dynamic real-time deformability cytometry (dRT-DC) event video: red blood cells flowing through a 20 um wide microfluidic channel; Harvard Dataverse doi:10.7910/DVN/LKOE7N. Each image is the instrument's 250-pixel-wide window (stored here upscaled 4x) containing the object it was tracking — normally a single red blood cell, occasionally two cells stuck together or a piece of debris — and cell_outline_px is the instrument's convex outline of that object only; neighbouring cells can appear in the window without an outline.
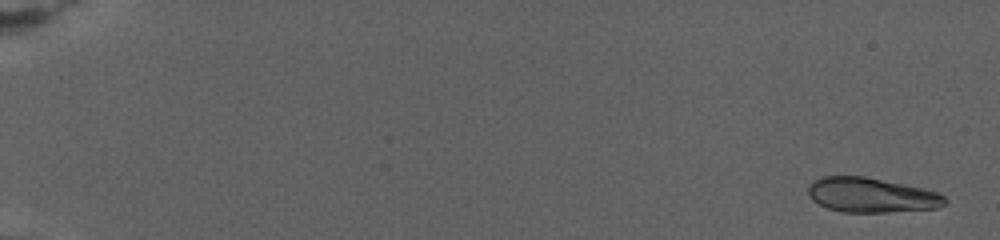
{"species": "human", "species_latin": "Homo sapiens", "temperature_condition": "warm", "stored_images_in_passage": 39, "camera_frame_rate_fps": 3000, "um_per_image_px": 0.085, "donor": {"sex": "female"}, "frame": {"image": 1, "passage_image": 1, "time_ms": 0.0, "image_size_px": [1000, 240], "cell_outline_px": [[948, 200], [944, 204], [936, 208], [888, 212], [840, 212], [828, 208], [812, 200], [808, 196], [808, 184], [812, 180], [820, 176], [864, 176], [924, 188], [936, 192], [944, 196]], "centroid_in_image_um": [74.02, 16.57], "position_along_channel_um": 11.0, "area_um2": 27.8}}
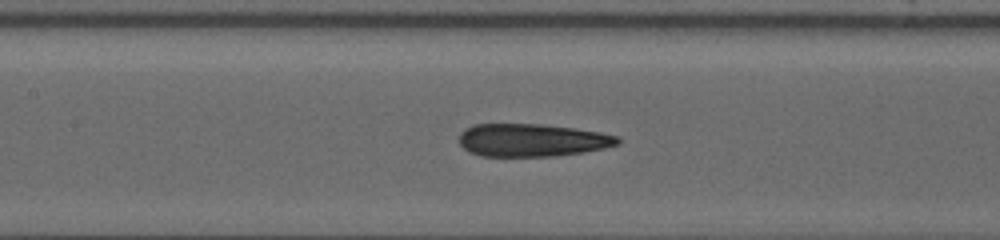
{"frame": {"image": 2, "passage_image": 20, "time_ms": 13.0, "image_size_px": [1000, 240], "cell_outline_px": [[620, 144], [604, 148], [584, 152], [556, 156], [480, 156], [468, 152], [460, 144], [460, 132], [472, 124], [540, 124], [572, 128], [600, 132], [616, 136], [620, 140]], "centroid_in_image_um": [45.2, 11.92], "position_along_channel_um": 162.2, "area_um2": 30.35}}
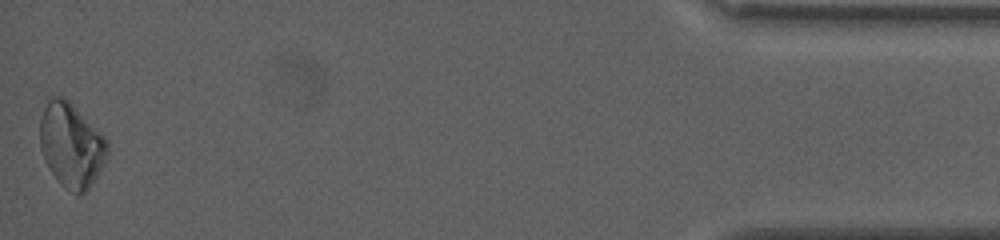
{"frame": {"image": 3, "passage_image": 39, "time_ms": 26.0, "image_size_px": [1000, 240], "cell_outline_px": [[108, 156], [96, 176], [88, 188], [84, 192], [76, 192], [64, 188], [56, 180], [48, 168], [44, 160], [40, 148], [40, 120], [44, 108], [48, 100], [52, 96], [60, 96], [68, 100], [108, 140]], "centroid_in_image_um": [6.04, 12.33], "position_along_channel_um": 429.2, "area_um2": 32.83}, "authors_computed_cell_mechanics": {"area_um2": 30.1138, "velocity_mm_per_s": 2.6491, "shape_relaxation_time_tau1_ms": null, "shape_relaxation_time_tau2_ms": 3.3339, "deformation_change_tau1": null, "deformation_change_tau2": 0.0885}}